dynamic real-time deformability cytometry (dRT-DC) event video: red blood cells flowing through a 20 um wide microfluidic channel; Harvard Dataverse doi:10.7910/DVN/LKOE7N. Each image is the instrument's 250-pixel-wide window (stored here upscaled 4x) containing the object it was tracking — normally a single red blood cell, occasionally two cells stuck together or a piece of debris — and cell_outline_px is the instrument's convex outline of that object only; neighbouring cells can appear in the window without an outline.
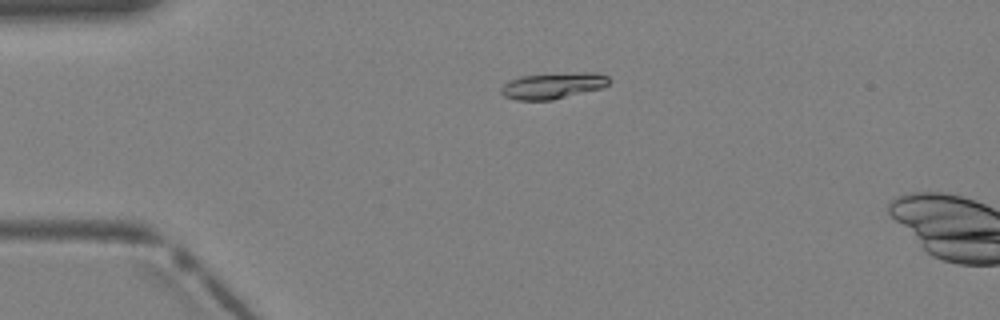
{"species": "Egyptian fruit bat (a non-hibernating species)", "species_latin": "Rousettus aegyptiacus", "temperature_condition": "warm", "stored_images_in_passage": 2, "camera_frame_rate_fps": 3000, "um_per_image_px": 0.085, "animal": {"sex": "female"}, "frame": {"image": 1, "passage_image": 1, "time_ms": 0.0, "image_size_px": [1000, 320], "cell_outline_px": [[608, 84], [600, 88], [552, 100], [516, 100], [504, 96], [500, 92], [500, 88], [508, 80], [520, 76], [580, 72], [600, 72], [608, 76]], "centroid_in_image_um": [46.97, 7.27], "position_along_channel_um": 38.0, "area_um2": 16.42}}